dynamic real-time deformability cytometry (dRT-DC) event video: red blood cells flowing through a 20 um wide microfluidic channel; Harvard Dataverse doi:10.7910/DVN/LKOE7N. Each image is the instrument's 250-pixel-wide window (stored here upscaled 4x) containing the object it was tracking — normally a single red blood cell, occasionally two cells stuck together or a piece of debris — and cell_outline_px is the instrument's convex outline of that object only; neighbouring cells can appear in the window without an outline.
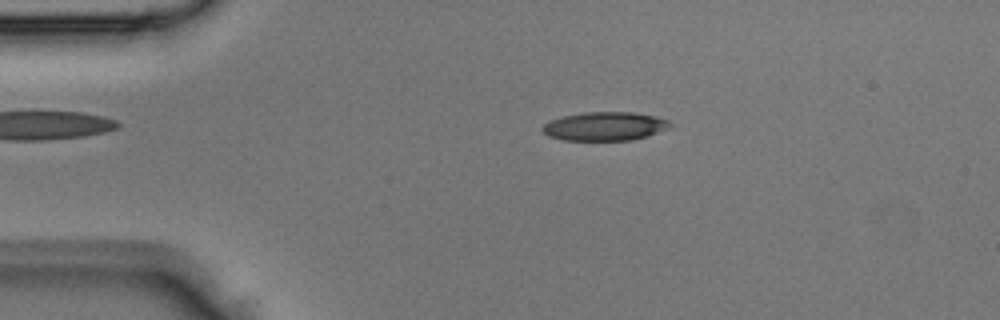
{"species": "Egyptian fruit bat (a non-hibernating species)", "species_latin": "Rousettus aegyptiacus", "temperature_condition": "room temperature", "stored_images_in_passage": 36, "camera_frame_rate_fps": 3000, "um_per_image_px": 0.085, "animal": {"sex": "male"}, "frame": {"image": 1, "passage_image": 1, "time_ms": 0.0, "image_size_px": [1000, 320], "cell_outline_px": [[672, 128], [648, 136], [632, 140], [564, 140], [548, 136], [540, 128], [544, 124], [552, 120], [564, 116], [584, 112], [632, 112], [656, 116], [668, 120], [672, 124]], "centroid_in_image_um": [51.46, 10.73], "position_along_channel_um": 33.5, "area_um2": 21.44}}
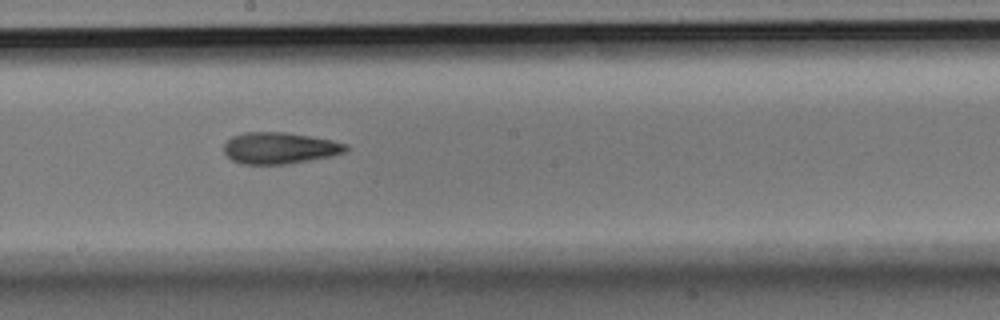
{"frame": {"image": 2, "passage_image": 16, "time_ms": 5.0, "image_size_px": [1000, 320], "cell_outline_px": [[348, 152], [288, 164], [240, 164], [232, 160], [224, 152], [224, 144], [232, 136], [244, 132], [284, 132], [332, 140], [348, 144]], "centroid_in_image_um": [23.76, 12.58], "position_along_channel_um": 224.4, "area_um2": 22.31}}
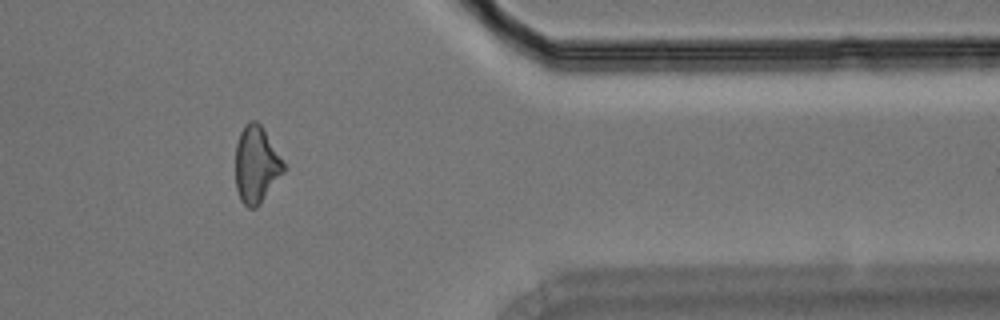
{"frame": {"image": 3, "passage_image": 28, "time_ms": 9.0, "image_size_px": [1000, 320], "cell_outline_px": [[288, 168], [260, 204], [256, 208], [248, 208], [240, 200], [236, 188], [236, 144], [240, 132], [244, 124], [248, 120], [256, 120], [260, 124]], "centroid_in_image_um": [21.8, 14.0], "position_along_channel_um": 389.6, "area_um2": 21.79}}